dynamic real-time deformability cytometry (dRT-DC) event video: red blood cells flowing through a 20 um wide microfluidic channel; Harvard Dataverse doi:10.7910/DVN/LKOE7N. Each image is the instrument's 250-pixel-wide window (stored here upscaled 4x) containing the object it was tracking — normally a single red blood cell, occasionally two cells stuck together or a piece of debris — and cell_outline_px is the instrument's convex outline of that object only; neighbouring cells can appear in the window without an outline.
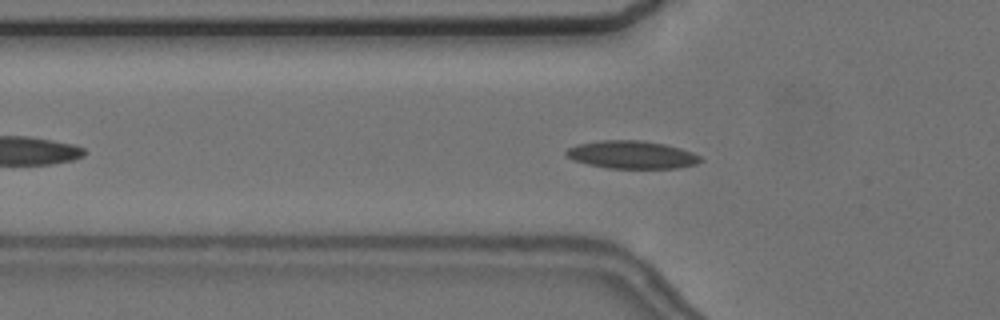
{"species": "common noctule bat (a hibernating species)", "species_latin": "Nyctalus noctula", "temperature_condition": "cold", "stored_images_in_passage": 49, "segment_of_instrument_passage": [1, 2], "camera_frame_rate_fps": 3000, "um_per_image_px": 0.085, "animal": {"sex": "female", "body_mass_g": 24.6, "forearm_length_mm": 56.2}, "frame": {"image": 1, "passage_image": 10, "time_ms": 3.0, "image_size_px": [1000, 320], "cell_outline_px": [[704, 160], [696, 164], [676, 168], [608, 168], [588, 164], [572, 160], [564, 156], [564, 152], [568, 148], [576, 144], [600, 140], [644, 140], [664, 144], [680, 148], [692, 152], [700, 156]], "centroid_in_image_um": [53.67, 13.14], "position_along_channel_um": 72.1, "area_um2": 21.96}}
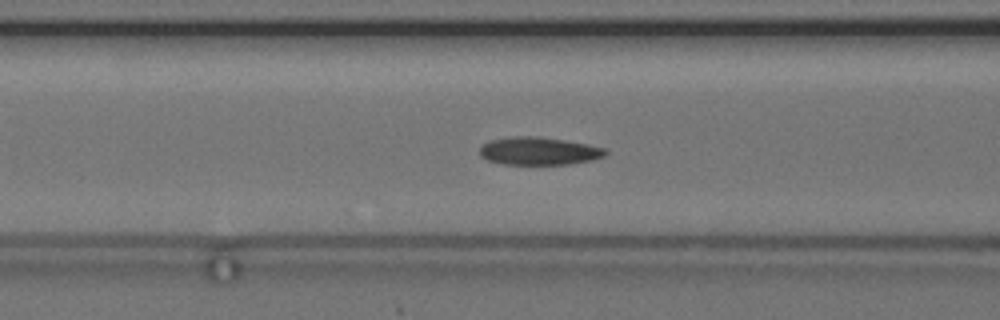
{"frame": {"image": 2, "passage_image": 14, "time_ms": 4.333, "image_size_px": [1000, 320], "cell_outline_px": [[608, 152], [604, 156], [592, 160], [568, 164], [504, 164], [488, 160], [480, 156], [480, 148], [488, 140], [512, 136], [540, 136], [564, 140], [604, 148]], "centroid_in_image_um": [45.77, 12.83], "position_along_channel_um": 120.8, "area_um2": 20.29}}
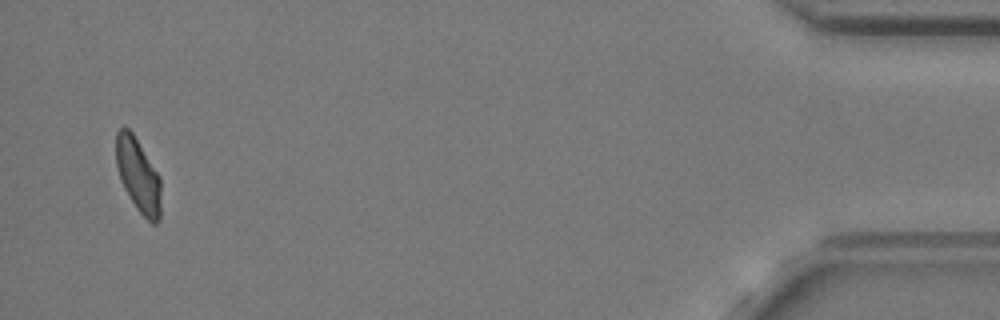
{"frame": {"image": 3, "passage_image": 46, "time_ms": 15.0, "image_size_px": [1000, 320], "cell_outline_px": [[160, 220], [156, 224], [152, 224], [136, 208], [124, 188], [120, 180], [116, 164], [116, 132], [120, 128], [128, 128], [132, 132], [160, 176]], "centroid_in_image_um": [11.74, 14.91], "position_along_channel_um": 423.5, "area_um2": 19.25}}